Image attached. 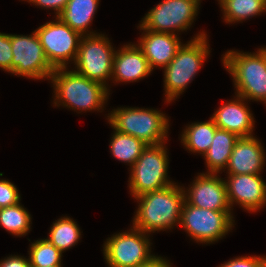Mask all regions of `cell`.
I'll list each match as a JSON object with an SVG mask.
<instances>
[{
    "label": "cell",
    "mask_w": 266,
    "mask_h": 267,
    "mask_svg": "<svg viewBox=\"0 0 266 267\" xmlns=\"http://www.w3.org/2000/svg\"><path fill=\"white\" fill-rule=\"evenodd\" d=\"M138 208L132 226L151 234L179 226L185 201L183 186L171 184L162 189L142 194L136 198Z\"/></svg>",
    "instance_id": "6da1fadb"
},
{
    "label": "cell",
    "mask_w": 266,
    "mask_h": 267,
    "mask_svg": "<svg viewBox=\"0 0 266 267\" xmlns=\"http://www.w3.org/2000/svg\"><path fill=\"white\" fill-rule=\"evenodd\" d=\"M68 68L54 69L50 82L54 90V106H64L77 113L103 112L109 99L108 88ZM103 110V111H102Z\"/></svg>",
    "instance_id": "7a4b0ae2"
},
{
    "label": "cell",
    "mask_w": 266,
    "mask_h": 267,
    "mask_svg": "<svg viewBox=\"0 0 266 267\" xmlns=\"http://www.w3.org/2000/svg\"><path fill=\"white\" fill-rule=\"evenodd\" d=\"M221 60L232 77L235 94L266 105V46L253 53L228 50Z\"/></svg>",
    "instance_id": "3957f363"
},
{
    "label": "cell",
    "mask_w": 266,
    "mask_h": 267,
    "mask_svg": "<svg viewBox=\"0 0 266 267\" xmlns=\"http://www.w3.org/2000/svg\"><path fill=\"white\" fill-rule=\"evenodd\" d=\"M205 31H200L178 49L176 56L163 68L165 103L174 102L194 80L211 50Z\"/></svg>",
    "instance_id": "277c9868"
},
{
    "label": "cell",
    "mask_w": 266,
    "mask_h": 267,
    "mask_svg": "<svg viewBox=\"0 0 266 267\" xmlns=\"http://www.w3.org/2000/svg\"><path fill=\"white\" fill-rule=\"evenodd\" d=\"M106 119L116 131L134 136L146 145L167 142L170 122L166 113L164 114L161 110L117 107L108 113Z\"/></svg>",
    "instance_id": "5b68a950"
},
{
    "label": "cell",
    "mask_w": 266,
    "mask_h": 267,
    "mask_svg": "<svg viewBox=\"0 0 266 267\" xmlns=\"http://www.w3.org/2000/svg\"><path fill=\"white\" fill-rule=\"evenodd\" d=\"M166 142L148 145L130 168L129 192L134 198L174 184L169 180Z\"/></svg>",
    "instance_id": "8992f818"
},
{
    "label": "cell",
    "mask_w": 266,
    "mask_h": 267,
    "mask_svg": "<svg viewBox=\"0 0 266 267\" xmlns=\"http://www.w3.org/2000/svg\"><path fill=\"white\" fill-rule=\"evenodd\" d=\"M150 234L134 226L108 237L103 245V257L108 267H140L158 255L151 254Z\"/></svg>",
    "instance_id": "52a82bcc"
},
{
    "label": "cell",
    "mask_w": 266,
    "mask_h": 267,
    "mask_svg": "<svg viewBox=\"0 0 266 267\" xmlns=\"http://www.w3.org/2000/svg\"><path fill=\"white\" fill-rule=\"evenodd\" d=\"M232 212L199 208L184 201L179 226L191 240L210 245L231 232L235 225Z\"/></svg>",
    "instance_id": "ba28073f"
},
{
    "label": "cell",
    "mask_w": 266,
    "mask_h": 267,
    "mask_svg": "<svg viewBox=\"0 0 266 267\" xmlns=\"http://www.w3.org/2000/svg\"><path fill=\"white\" fill-rule=\"evenodd\" d=\"M109 38L102 33L82 36L74 71L90 80L99 82L110 89L107 81L113 73V58L116 49L111 45Z\"/></svg>",
    "instance_id": "9c48e42d"
},
{
    "label": "cell",
    "mask_w": 266,
    "mask_h": 267,
    "mask_svg": "<svg viewBox=\"0 0 266 267\" xmlns=\"http://www.w3.org/2000/svg\"><path fill=\"white\" fill-rule=\"evenodd\" d=\"M201 0H163L145 14L140 25L147 30L179 35L190 29Z\"/></svg>",
    "instance_id": "30bf717a"
},
{
    "label": "cell",
    "mask_w": 266,
    "mask_h": 267,
    "mask_svg": "<svg viewBox=\"0 0 266 267\" xmlns=\"http://www.w3.org/2000/svg\"><path fill=\"white\" fill-rule=\"evenodd\" d=\"M49 64L54 68H68L74 64L82 35L58 17L35 30Z\"/></svg>",
    "instance_id": "8fae6325"
},
{
    "label": "cell",
    "mask_w": 266,
    "mask_h": 267,
    "mask_svg": "<svg viewBox=\"0 0 266 267\" xmlns=\"http://www.w3.org/2000/svg\"><path fill=\"white\" fill-rule=\"evenodd\" d=\"M9 35L13 55L11 74L33 80H50L54 68L49 64L36 32Z\"/></svg>",
    "instance_id": "7c38bea8"
},
{
    "label": "cell",
    "mask_w": 266,
    "mask_h": 267,
    "mask_svg": "<svg viewBox=\"0 0 266 267\" xmlns=\"http://www.w3.org/2000/svg\"><path fill=\"white\" fill-rule=\"evenodd\" d=\"M223 179L218 174L199 173L194 181L191 182L189 188L183 187L185 201L199 208L232 211Z\"/></svg>",
    "instance_id": "4fadbf2b"
},
{
    "label": "cell",
    "mask_w": 266,
    "mask_h": 267,
    "mask_svg": "<svg viewBox=\"0 0 266 267\" xmlns=\"http://www.w3.org/2000/svg\"><path fill=\"white\" fill-rule=\"evenodd\" d=\"M224 179L229 204H238L250 212L260 211L266 206V182L261 174H228Z\"/></svg>",
    "instance_id": "5bb4252c"
},
{
    "label": "cell",
    "mask_w": 266,
    "mask_h": 267,
    "mask_svg": "<svg viewBox=\"0 0 266 267\" xmlns=\"http://www.w3.org/2000/svg\"><path fill=\"white\" fill-rule=\"evenodd\" d=\"M233 98L214 111L211 116L214 124L218 129L235 133L238 137L253 136L255 120L247 100L236 94Z\"/></svg>",
    "instance_id": "9a60e30c"
},
{
    "label": "cell",
    "mask_w": 266,
    "mask_h": 267,
    "mask_svg": "<svg viewBox=\"0 0 266 267\" xmlns=\"http://www.w3.org/2000/svg\"><path fill=\"white\" fill-rule=\"evenodd\" d=\"M137 28L143 31L137 46L148 60L150 68L154 70L156 67H166L182 46L179 35L153 32L144 29L140 24Z\"/></svg>",
    "instance_id": "2e32d148"
},
{
    "label": "cell",
    "mask_w": 266,
    "mask_h": 267,
    "mask_svg": "<svg viewBox=\"0 0 266 267\" xmlns=\"http://www.w3.org/2000/svg\"><path fill=\"white\" fill-rule=\"evenodd\" d=\"M256 136L239 137L229 158L226 174H261L265 166V150Z\"/></svg>",
    "instance_id": "e0dca14e"
},
{
    "label": "cell",
    "mask_w": 266,
    "mask_h": 267,
    "mask_svg": "<svg viewBox=\"0 0 266 267\" xmlns=\"http://www.w3.org/2000/svg\"><path fill=\"white\" fill-rule=\"evenodd\" d=\"M153 70L142 50L134 43L122 45L113 58V83L137 82L149 76Z\"/></svg>",
    "instance_id": "ac0fdd59"
},
{
    "label": "cell",
    "mask_w": 266,
    "mask_h": 267,
    "mask_svg": "<svg viewBox=\"0 0 266 267\" xmlns=\"http://www.w3.org/2000/svg\"><path fill=\"white\" fill-rule=\"evenodd\" d=\"M99 1L100 0H68L65 9H63L57 17L82 36L98 34L96 31H91L90 24L93 22L94 15L99 6Z\"/></svg>",
    "instance_id": "d6986e66"
},
{
    "label": "cell",
    "mask_w": 266,
    "mask_h": 267,
    "mask_svg": "<svg viewBox=\"0 0 266 267\" xmlns=\"http://www.w3.org/2000/svg\"><path fill=\"white\" fill-rule=\"evenodd\" d=\"M238 138L235 133L227 130L217 129L215 131L213 142L203 156L207 167L205 173L220 174L225 171Z\"/></svg>",
    "instance_id": "ffe728a7"
},
{
    "label": "cell",
    "mask_w": 266,
    "mask_h": 267,
    "mask_svg": "<svg viewBox=\"0 0 266 267\" xmlns=\"http://www.w3.org/2000/svg\"><path fill=\"white\" fill-rule=\"evenodd\" d=\"M217 126L210 117L205 122L188 124L182 131L181 143L190 153H198L204 156L210 148Z\"/></svg>",
    "instance_id": "44dd1931"
},
{
    "label": "cell",
    "mask_w": 266,
    "mask_h": 267,
    "mask_svg": "<svg viewBox=\"0 0 266 267\" xmlns=\"http://www.w3.org/2000/svg\"><path fill=\"white\" fill-rule=\"evenodd\" d=\"M221 7L223 20L227 24L241 23L266 12L261 0H217Z\"/></svg>",
    "instance_id": "7402d4cb"
},
{
    "label": "cell",
    "mask_w": 266,
    "mask_h": 267,
    "mask_svg": "<svg viewBox=\"0 0 266 267\" xmlns=\"http://www.w3.org/2000/svg\"><path fill=\"white\" fill-rule=\"evenodd\" d=\"M113 130L109 145L110 153L118 161L129 164L131 168L148 145L134 136L116 131L114 128Z\"/></svg>",
    "instance_id": "603a6c76"
},
{
    "label": "cell",
    "mask_w": 266,
    "mask_h": 267,
    "mask_svg": "<svg viewBox=\"0 0 266 267\" xmlns=\"http://www.w3.org/2000/svg\"><path fill=\"white\" fill-rule=\"evenodd\" d=\"M81 237V229L77 222L73 218L64 216L53 222L46 239L64 253L66 250L77 245Z\"/></svg>",
    "instance_id": "cb8c5ba5"
},
{
    "label": "cell",
    "mask_w": 266,
    "mask_h": 267,
    "mask_svg": "<svg viewBox=\"0 0 266 267\" xmlns=\"http://www.w3.org/2000/svg\"><path fill=\"white\" fill-rule=\"evenodd\" d=\"M31 218V214L21 203L0 208V227L16 237L30 233Z\"/></svg>",
    "instance_id": "d4e9b609"
},
{
    "label": "cell",
    "mask_w": 266,
    "mask_h": 267,
    "mask_svg": "<svg viewBox=\"0 0 266 267\" xmlns=\"http://www.w3.org/2000/svg\"><path fill=\"white\" fill-rule=\"evenodd\" d=\"M28 254L31 267L62 265V252L46 238L31 243Z\"/></svg>",
    "instance_id": "484cf974"
},
{
    "label": "cell",
    "mask_w": 266,
    "mask_h": 267,
    "mask_svg": "<svg viewBox=\"0 0 266 267\" xmlns=\"http://www.w3.org/2000/svg\"><path fill=\"white\" fill-rule=\"evenodd\" d=\"M18 188L9 180L0 178V208L20 203Z\"/></svg>",
    "instance_id": "4316f807"
},
{
    "label": "cell",
    "mask_w": 266,
    "mask_h": 267,
    "mask_svg": "<svg viewBox=\"0 0 266 267\" xmlns=\"http://www.w3.org/2000/svg\"><path fill=\"white\" fill-rule=\"evenodd\" d=\"M219 267H266V256H237Z\"/></svg>",
    "instance_id": "83f0119b"
},
{
    "label": "cell",
    "mask_w": 266,
    "mask_h": 267,
    "mask_svg": "<svg viewBox=\"0 0 266 267\" xmlns=\"http://www.w3.org/2000/svg\"><path fill=\"white\" fill-rule=\"evenodd\" d=\"M12 48L10 35L0 32V69L11 73Z\"/></svg>",
    "instance_id": "f1b7e54d"
},
{
    "label": "cell",
    "mask_w": 266,
    "mask_h": 267,
    "mask_svg": "<svg viewBox=\"0 0 266 267\" xmlns=\"http://www.w3.org/2000/svg\"><path fill=\"white\" fill-rule=\"evenodd\" d=\"M28 3H31L35 6H39L40 8H46L50 10H54V17H57L60 12L65 9L68 0H22Z\"/></svg>",
    "instance_id": "f546056e"
},
{
    "label": "cell",
    "mask_w": 266,
    "mask_h": 267,
    "mask_svg": "<svg viewBox=\"0 0 266 267\" xmlns=\"http://www.w3.org/2000/svg\"><path fill=\"white\" fill-rule=\"evenodd\" d=\"M0 267H31L29 257L10 255L0 260Z\"/></svg>",
    "instance_id": "4dcf8cb0"
},
{
    "label": "cell",
    "mask_w": 266,
    "mask_h": 267,
    "mask_svg": "<svg viewBox=\"0 0 266 267\" xmlns=\"http://www.w3.org/2000/svg\"><path fill=\"white\" fill-rule=\"evenodd\" d=\"M171 264L172 263H170L169 260L159 255L149 264L140 267H172Z\"/></svg>",
    "instance_id": "1f68e13d"
},
{
    "label": "cell",
    "mask_w": 266,
    "mask_h": 267,
    "mask_svg": "<svg viewBox=\"0 0 266 267\" xmlns=\"http://www.w3.org/2000/svg\"><path fill=\"white\" fill-rule=\"evenodd\" d=\"M48 267H63L62 265H54V266H48Z\"/></svg>",
    "instance_id": "d6a6232c"
}]
</instances>
